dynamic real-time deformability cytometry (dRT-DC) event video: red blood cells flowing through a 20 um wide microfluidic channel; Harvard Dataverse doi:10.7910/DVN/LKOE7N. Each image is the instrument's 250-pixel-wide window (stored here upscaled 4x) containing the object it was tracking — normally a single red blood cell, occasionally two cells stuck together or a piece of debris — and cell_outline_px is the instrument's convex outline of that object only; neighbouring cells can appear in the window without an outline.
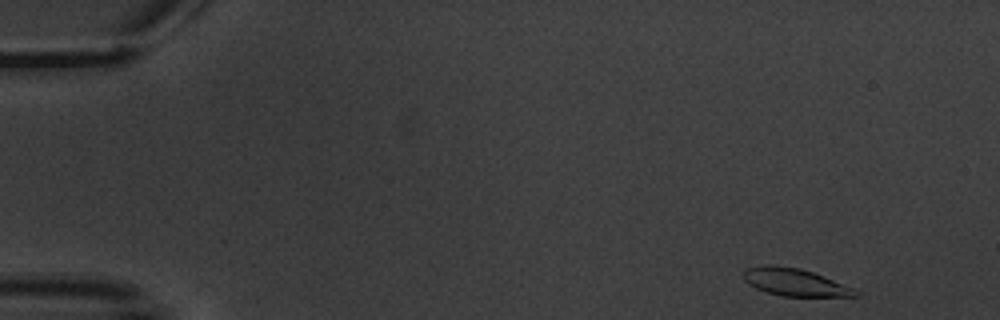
{"species": "common noctule bat (a hibernating species)", "species_latin": "Nyctalus noctula", "temperature_condition": "warm", "stored_images_in_passage": 7, "camera_frame_rate_fps": 3000, "um_per_image_px": 0.085, "animal": {"sex": "male", "body_mass_g": 20.1, "forearm_length_mm": 53.5}, "frame": {"image": 1, "passage_image": 7, "time_ms": 7.333, "image_size_px": [1000, 320], "cell_outline_px": [[860, 296], [780, 296], [764, 292], [748, 284], [744, 280], [744, 268], [800, 268], [824, 276], [856, 288], [860, 292]], "centroid_in_image_um": [67.67, 24.05], "position_along_channel_um": 17.3, "area_um2": 17.34}}